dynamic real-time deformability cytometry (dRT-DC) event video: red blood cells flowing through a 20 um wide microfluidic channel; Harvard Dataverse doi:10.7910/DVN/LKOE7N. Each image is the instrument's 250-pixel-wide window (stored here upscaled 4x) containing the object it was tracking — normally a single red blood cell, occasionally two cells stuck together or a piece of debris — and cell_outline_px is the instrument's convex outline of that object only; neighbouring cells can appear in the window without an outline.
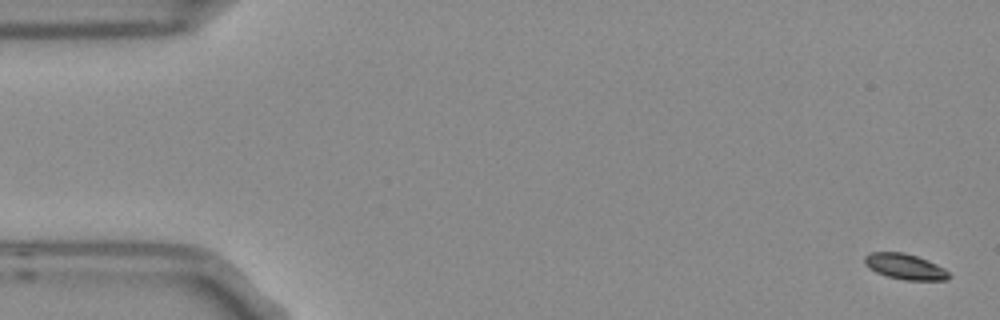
{"species": "Egyptian fruit bat (a non-hibernating species)", "species_latin": "Rousettus aegyptiacus", "temperature_condition": "room temperature", "stored_images_in_passage": 5, "camera_frame_rate_fps": 3000, "um_per_image_px": 0.085, "frame": {"image": 1, "passage_image": 1, "time_ms": 0.0, "image_size_px": [1000, 320], "cell_outline_px": [[952, 276], [948, 280], [904, 280], [888, 276], [876, 272], [868, 268], [864, 264], [864, 256], [868, 252], [904, 252], [916, 256], [936, 264], [944, 268]], "centroid_in_image_um": [76.91, 22.66], "position_along_channel_um": 8.1, "area_um2": 12.66}}
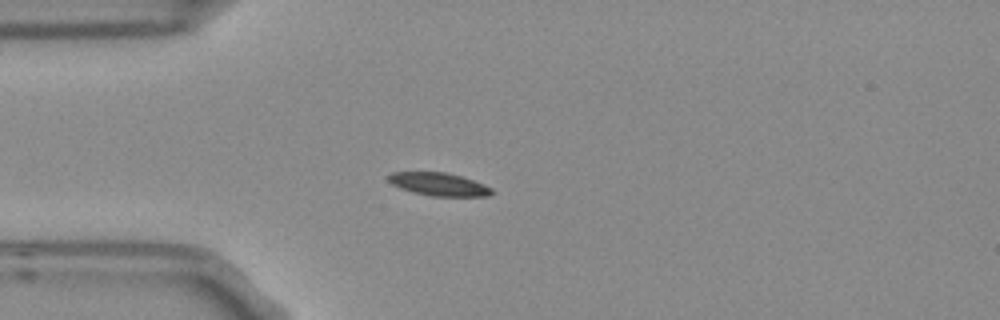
{"frame": {"image": 2, "passage_image": 4, "time_ms": 1.0, "image_size_px": [1000, 320], "cell_outline_px": [[492, 192], [488, 196], [432, 196], [412, 192], [400, 188], [392, 184], [388, 180], [388, 176], [392, 172], [444, 172], [460, 176], [472, 180], [492, 188]], "centroid_in_image_um": [37.26, 15.66], "position_along_channel_um": 47.7, "area_um2": 13.64}}